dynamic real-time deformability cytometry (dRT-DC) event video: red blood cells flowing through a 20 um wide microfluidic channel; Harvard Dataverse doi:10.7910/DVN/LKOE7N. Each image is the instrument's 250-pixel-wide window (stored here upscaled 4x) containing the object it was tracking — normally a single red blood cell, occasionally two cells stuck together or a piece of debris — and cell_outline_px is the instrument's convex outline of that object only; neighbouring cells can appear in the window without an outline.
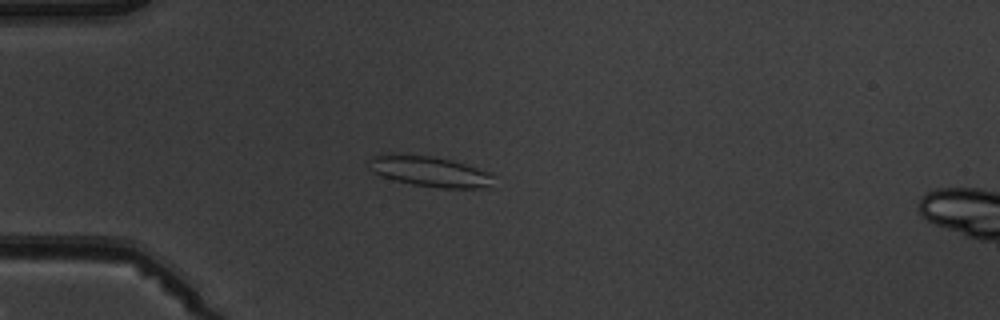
{"species": "common noctule bat (a hibernating species)", "species_latin": "Nyctalus noctula", "temperature_condition": "warm", "stored_images_in_passage": 6, "camera_frame_rate_fps": 3000, "um_per_image_px": 0.085, "animal": {"sex": "male", "body_mass_g": 19.5, "forearm_length_mm": 54.6}, "frame": {"image": 1, "passage_image": 5, "time_ms": 4.667, "image_size_px": [1000, 320], "cell_outline_px": [[496, 176], [492, 188], [444, 188], [412, 184], [396, 180], [372, 172], [368, 160], [372, 156], [432, 156], [452, 160], [492, 172]], "centroid_in_image_um": [36.7, 14.61], "position_along_channel_um": 48.3, "area_um2": 21.79}}